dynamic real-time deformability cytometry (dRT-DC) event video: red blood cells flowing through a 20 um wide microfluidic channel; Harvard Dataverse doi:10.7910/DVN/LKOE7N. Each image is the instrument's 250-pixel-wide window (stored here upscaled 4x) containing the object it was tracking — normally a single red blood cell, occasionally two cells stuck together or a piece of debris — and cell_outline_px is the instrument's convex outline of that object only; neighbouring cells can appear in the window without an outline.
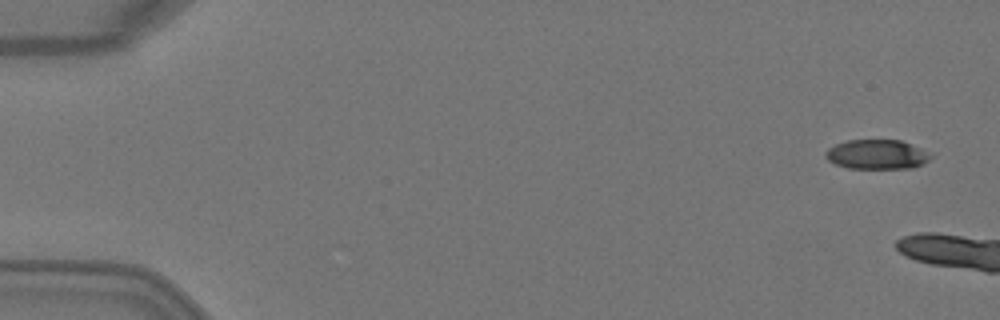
{"species": "Egyptian fruit bat (a non-hibernating species)", "species_latin": "Rousettus aegyptiacus", "temperature_condition": "warm", "stored_images_in_passage": 4, "camera_frame_rate_fps": 3000, "um_per_image_px": 0.085, "animal": {"sex": "female"}, "frame": {"image": 1, "passage_image": 1, "time_ms": 0.0, "image_size_px": [1000, 320], "cell_outline_px": [[932, 156], [924, 164], [912, 168], [848, 168], [836, 164], [828, 160], [824, 156], [824, 152], [828, 148], [836, 144], [848, 140], [900, 140], [920, 148]], "centroid_in_image_um": [74.51, 13.13], "position_along_channel_um": 10.5, "area_um2": 17.98}}